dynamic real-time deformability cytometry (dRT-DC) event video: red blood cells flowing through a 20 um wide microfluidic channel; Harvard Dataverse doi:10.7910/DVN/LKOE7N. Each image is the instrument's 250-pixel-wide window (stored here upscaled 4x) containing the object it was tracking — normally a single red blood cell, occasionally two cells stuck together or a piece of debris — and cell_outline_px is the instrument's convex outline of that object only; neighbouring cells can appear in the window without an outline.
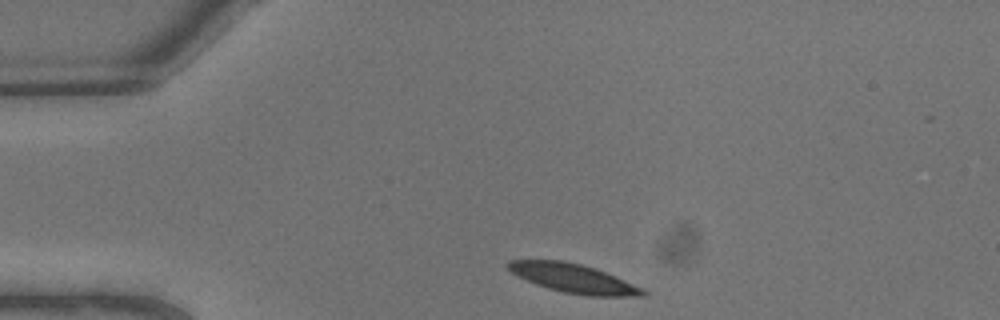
{"species": "common noctule bat (a hibernating species)", "species_latin": "Nyctalus noctula", "temperature_condition": "warm", "stored_images_in_passage": 4, "camera_frame_rate_fps": 3000, "um_per_image_px": 0.085, "animal": {"sex": "male", "body_mass_g": 13.3}, "frame": {"image": 1, "passage_image": 1, "time_ms": 0.0, "image_size_px": [1000, 320], "cell_outline_px": [[648, 292], [644, 296], [588, 296], [564, 292], [548, 288], [536, 284], [512, 272], [504, 264], [508, 260], [564, 260], [596, 268], [644, 288]], "centroid_in_image_um": [48.78, 23.65], "position_along_channel_um": 36.2, "area_um2": 22.66}}
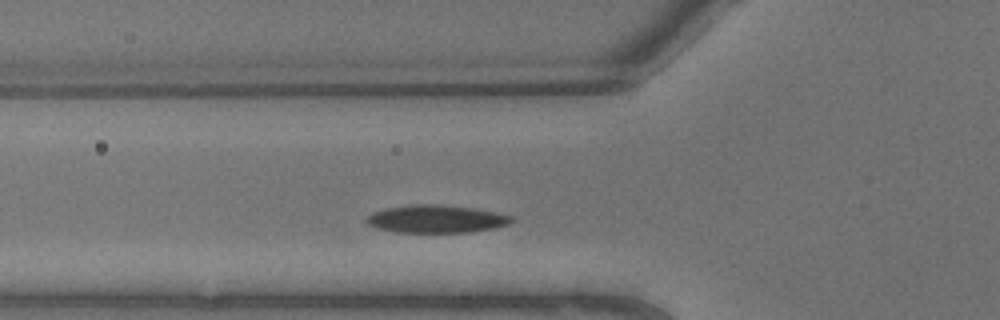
{"frame": {"image": 2, "passage_image": 4, "time_ms": 1.0, "image_size_px": [1000, 320], "cell_outline_px": [[512, 220], [508, 224], [496, 228], [468, 232], [396, 232], [376, 228], [368, 224], [364, 220], [372, 212], [388, 208], [416, 204], [440, 204], [476, 208], [496, 212], [512, 216]], "centroid_in_image_um": [37.08, 18.61], "position_along_channel_um": 88.7, "area_um2": 23.47}}